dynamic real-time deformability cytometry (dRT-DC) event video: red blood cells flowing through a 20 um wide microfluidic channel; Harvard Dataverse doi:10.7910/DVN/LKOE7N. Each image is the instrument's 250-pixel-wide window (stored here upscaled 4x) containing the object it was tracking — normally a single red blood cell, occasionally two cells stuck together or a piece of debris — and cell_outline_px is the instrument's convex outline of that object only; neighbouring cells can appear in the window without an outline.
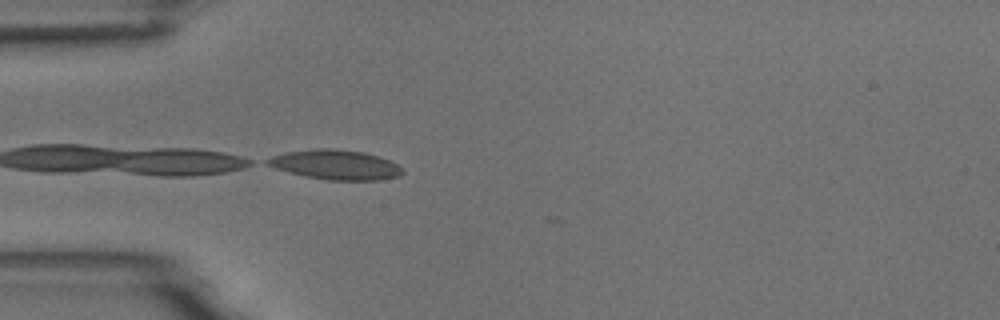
{"species": "common noctule bat (a hibernating species)", "species_latin": "Nyctalus noctula", "temperature_condition": "room temperature", "stored_images_in_passage": 16, "camera_frame_rate_fps": 3000, "um_per_image_px": 0.085, "animal": {"sex": "male", "body_mass_g": 18.8}, "frame": {"image": 1, "passage_image": 16, "time_ms": 5.0, "image_size_px": [1000, 320], "cell_outline_px": [[404, 172], [400, 176], [380, 180], [328, 180], [288, 172], [264, 164], [264, 160], [272, 156], [284, 152], [316, 148], [336, 148], [364, 152], [388, 160], [396, 164]], "centroid_in_image_um": [28.48, 13.99], "position_along_channel_um": 56.5, "area_um2": 23.35}}